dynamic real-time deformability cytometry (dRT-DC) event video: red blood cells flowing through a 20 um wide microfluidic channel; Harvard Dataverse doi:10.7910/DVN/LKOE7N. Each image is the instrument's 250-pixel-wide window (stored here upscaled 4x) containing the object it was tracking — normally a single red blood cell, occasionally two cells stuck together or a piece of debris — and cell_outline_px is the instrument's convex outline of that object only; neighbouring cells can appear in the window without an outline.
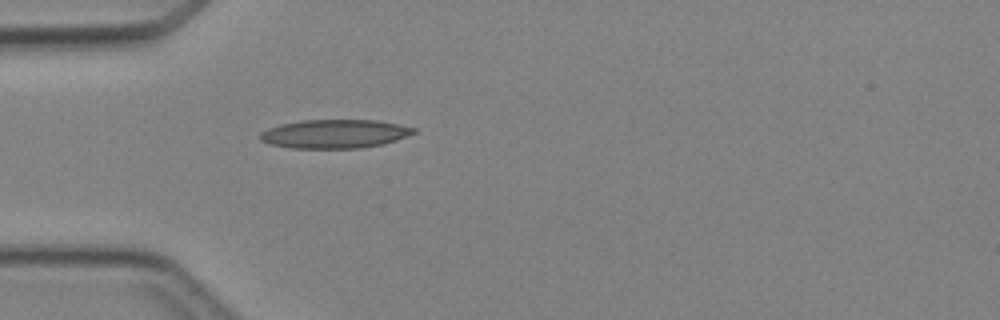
{"species": "Egyptian fruit bat (a non-hibernating species)", "species_latin": "Rousettus aegyptiacus", "temperature_condition": "cold", "stored_images_in_passage": 1, "camera_frame_rate_fps": 3000, "um_per_image_px": 0.085, "animal": {"sex": "female"}, "frame": {"image": 1, "passage_image": 1, "time_ms": 0.0, "image_size_px": [1000, 320], "cell_outline_px": [[416, 132], [396, 140], [384, 144], [360, 148], [292, 148], [272, 144], [260, 140], [260, 132], [268, 128], [280, 124], [300, 120], [376, 120], [416, 128]], "centroid_in_image_um": [28.44, 11.37], "position_along_channel_um": 56.6, "area_um2": 25.61}}